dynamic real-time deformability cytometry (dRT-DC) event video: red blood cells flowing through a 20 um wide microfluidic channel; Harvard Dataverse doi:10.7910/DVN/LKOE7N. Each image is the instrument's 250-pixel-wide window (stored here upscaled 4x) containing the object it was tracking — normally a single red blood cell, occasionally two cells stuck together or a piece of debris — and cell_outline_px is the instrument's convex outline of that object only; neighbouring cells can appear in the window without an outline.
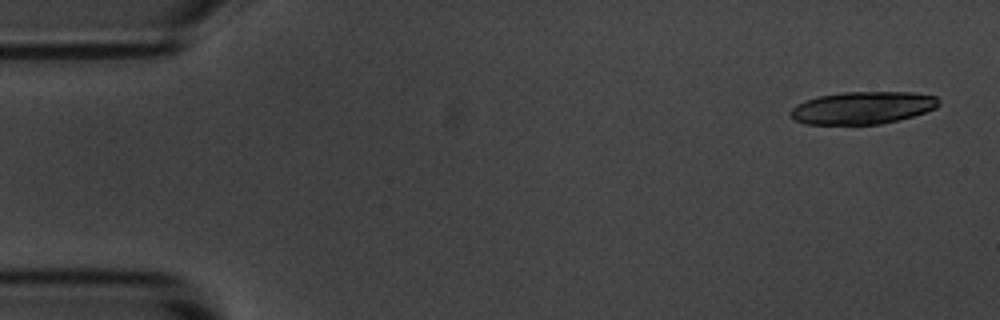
{"species": "common noctule bat (a hibernating species)", "species_latin": "Nyctalus noctula", "temperature_condition": "room temperature", "stored_images_in_passage": 4, "camera_frame_rate_fps": 3000, "um_per_image_px": 0.085, "animal": {"sex": "male", "body_mass_g": 20.1, "forearm_length_mm": 53.5}, "frame": {"image": 1, "passage_image": 1, "time_ms": 0.0, "image_size_px": [1000, 320], "cell_outline_px": [[940, 104], [936, 108], [912, 116], [880, 124], [804, 124], [796, 120], [788, 112], [796, 104], [820, 96], [844, 92], [912, 92], [936, 96], [940, 100]], "centroid_in_image_um": [73.33, 9.16], "position_along_channel_um": 11.7, "area_um2": 27.86}}